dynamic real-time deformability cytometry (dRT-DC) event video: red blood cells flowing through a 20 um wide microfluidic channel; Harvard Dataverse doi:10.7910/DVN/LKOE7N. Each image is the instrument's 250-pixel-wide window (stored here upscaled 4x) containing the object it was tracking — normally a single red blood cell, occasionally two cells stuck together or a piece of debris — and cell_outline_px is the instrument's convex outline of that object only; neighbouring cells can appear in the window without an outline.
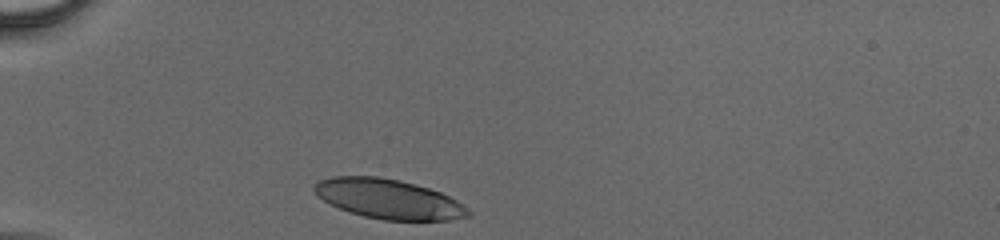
{"species": "human", "species_latin": "Homo sapiens", "temperature_condition": "cold", "stored_images_in_passage": 31, "camera_frame_rate_fps": 3000, "um_per_image_px": 0.085, "donor": {"sex": "male"}, "frame": {"image": 1, "passage_image": 1, "time_ms": 0.0, "image_size_px": [1000, 240], "cell_outline_px": [[472, 216], [452, 220], [384, 220], [364, 216], [348, 212], [316, 196], [312, 188], [312, 184], [320, 180], [332, 176], [380, 176], [400, 180], [416, 184], [440, 192], [456, 200], [468, 208], [472, 212]], "centroid_in_image_um": [33.03, 16.91], "position_along_channel_um": 52.0, "area_um2": 35.78}}
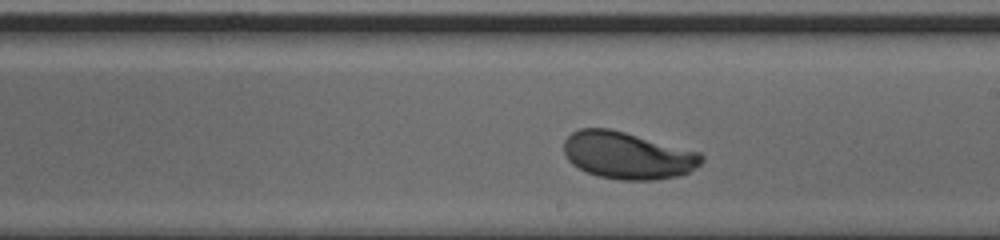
{"frame": {"image": 2, "passage_image": 18, "time_ms": 5.667, "image_size_px": [1000, 240], "cell_outline_px": [[704, 160], [696, 168], [680, 176], [656, 180], [620, 180], [596, 176], [572, 164], [568, 160], [564, 152], [564, 140], [572, 132], [580, 128], [608, 128], [624, 132], [700, 152], [704, 156]], "centroid_in_image_um": [53.35, 13.22], "position_along_channel_um": 235.6, "area_um2": 37.86}}
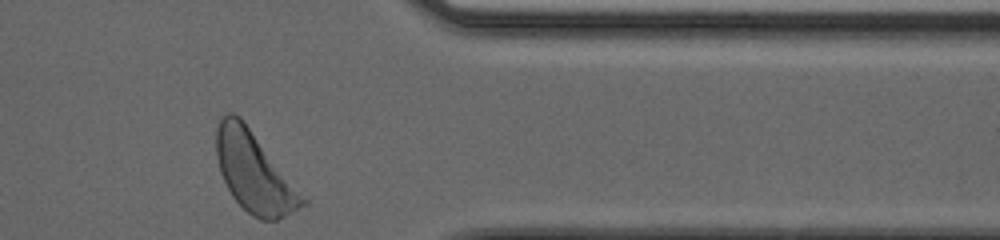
{"frame": {"image": 3, "passage_image": 31, "time_ms": 10.0, "image_size_px": [1000, 240], "cell_outline_px": [[308, 204], [276, 220], [260, 220], [252, 216], [232, 196], [220, 172], [216, 156], [216, 128], [220, 120], [228, 112], [232, 112], [240, 116], [308, 200]], "centroid_in_image_um": [21.6, 14.64], "position_along_channel_um": 389.8, "area_um2": 39.77}}